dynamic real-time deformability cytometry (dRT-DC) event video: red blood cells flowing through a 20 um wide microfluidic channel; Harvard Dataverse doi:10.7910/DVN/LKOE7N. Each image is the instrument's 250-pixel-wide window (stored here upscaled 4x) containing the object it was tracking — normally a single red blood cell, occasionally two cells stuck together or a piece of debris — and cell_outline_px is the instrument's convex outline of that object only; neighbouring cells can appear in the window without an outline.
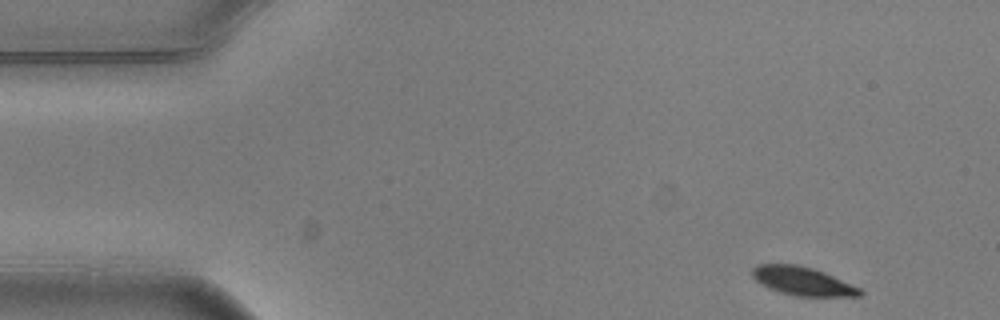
{"species": "common noctule bat (a hibernating species)", "species_latin": "Nyctalus noctula", "temperature_condition": "warm", "stored_images_in_passage": 4, "camera_frame_rate_fps": 3000, "um_per_image_px": 0.085, "animal": {"sex": "male", "body_mass_g": 20.5, "forearm_length_mm": 52.5}, "frame": {"image": 1, "passage_image": 1, "time_ms": 0.0, "image_size_px": [1000, 320], "cell_outline_px": [[864, 292], [860, 296], [792, 296], [768, 288], [760, 284], [752, 276], [752, 268], [756, 264], [796, 264], [812, 268], [824, 272], [860, 288]], "centroid_in_image_um": [68.19, 23.9], "position_along_channel_um": 16.8, "area_um2": 17.92}}
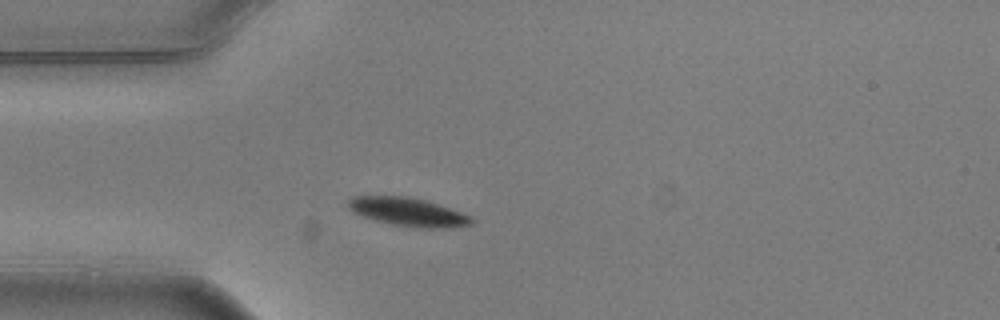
{"frame": {"image": 2, "passage_image": 4, "time_ms": 1.0, "image_size_px": [1000, 320], "cell_outline_px": [[476, 220], [472, 224], [452, 228], [428, 228], [392, 224], [376, 220], [352, 212], [348, 208], [348, 200], [352, 196], [408, 196], [424, 200], [472, 216]], "centroid_in_image_um": [34.7, 18.01], "position_along_channel_um": 50.3, "area_um2": 20.23}}